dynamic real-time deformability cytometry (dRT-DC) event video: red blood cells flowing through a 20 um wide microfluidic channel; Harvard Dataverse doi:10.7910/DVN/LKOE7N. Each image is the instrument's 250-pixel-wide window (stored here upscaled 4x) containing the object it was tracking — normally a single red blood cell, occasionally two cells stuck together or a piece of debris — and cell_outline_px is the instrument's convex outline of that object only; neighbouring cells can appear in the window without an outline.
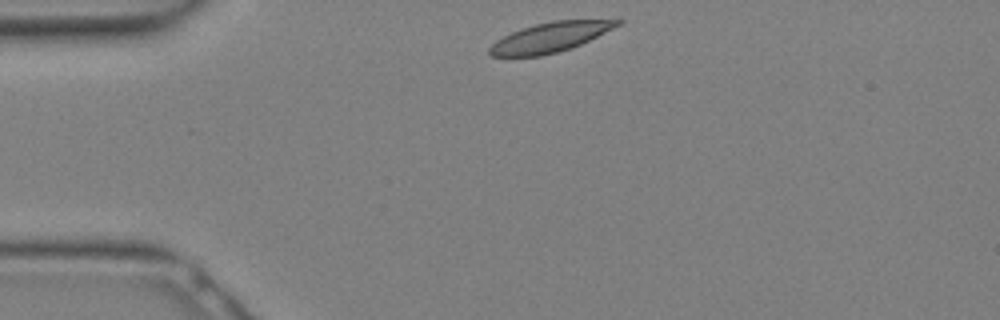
{"species": "Egyptian fruit bat (a non-hibernating species)", "species_latin": "Rousettus aegyptiacus", "temperature_condition": "warm", "stored_images_in_passage": 24, "camera_frame_rate_fps": 3000, "um_per_image_px": 0.085, "animal": {"sex": "female"}, "frame": {"image": 1, "passage_image": 1, "time_ms": 0.0, "image_size_px": [1000, 320], "cell_outline_px": [[624, 20], [620, 24], [572, 48], [540, 56], [492, 56], [488, 52], [488, 48], [496, 40], [512, 32], [536, 24], [552, 20]], "centroid_in_image_um": [46.71, 3.17], "position_along_channel_um": 38.3, "area_um2": 21.62}}
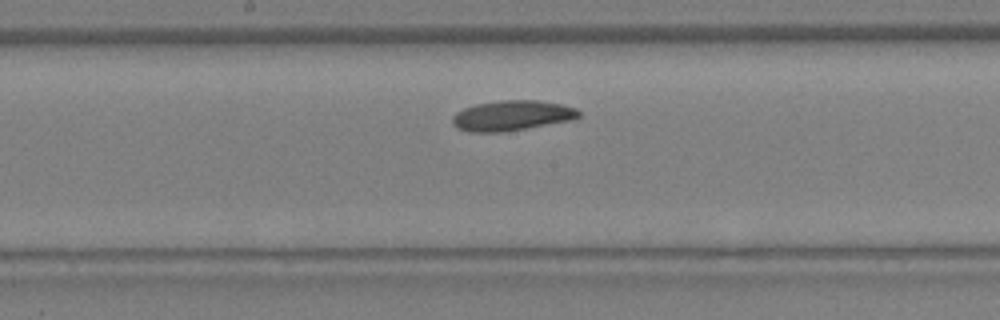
{"frame": {"image": 2, "passage_image": 10, "time_ms": 3.0, "image_size_px": [1000, 320], "cell_outline_px": [[580, 116], [572, 120], [504, 132], [468, 132], [456, 128], [452, 124], [452, 116], [456, 112], [464, 108], [476, 104], [500, 100], [536, 100], [560, 104], [576, 108], [580, 112]], "centroid_in_image_um": [43.48, 9.83], "position_along_channel_um": 204.7, "area_um2": 22.31}}
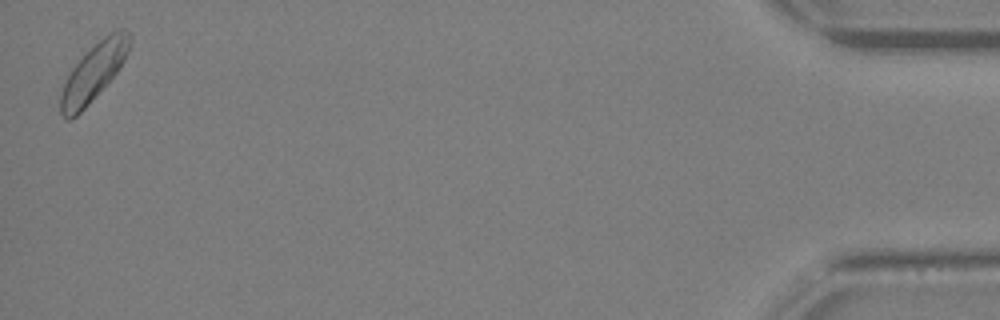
{"frame": {"image": 3, "passage_image": 24, "time_ms": 7.667, "image_size_px": [1000, 320], "cell_outline_px": [[132, 40], [124, 60], [116, 72], [88, 104], [76, 116], [68, 120], [60, 112], [60, 96], [64, 84], [72, 68], [108, 32], [120, 28], [124, 28], [132, 32]], "centroid_in_image_um": [8.0, 6.09], "position_along_channel_um": 427.2, "area_um2": 22.43}}